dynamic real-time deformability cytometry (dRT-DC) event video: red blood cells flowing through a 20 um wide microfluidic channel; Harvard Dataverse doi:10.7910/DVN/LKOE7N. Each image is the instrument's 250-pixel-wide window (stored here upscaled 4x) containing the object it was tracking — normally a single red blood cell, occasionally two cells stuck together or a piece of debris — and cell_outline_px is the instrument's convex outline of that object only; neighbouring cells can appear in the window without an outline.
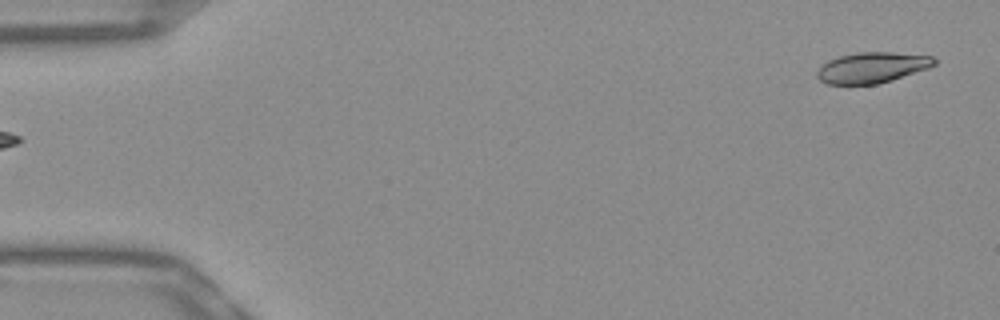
{"species": "Egyptian fruit bat (a non-hibernating species)", "species_latin": "Rousettus aegyptiacus", "temperature_condition": "warm", "stored_images_in_passage": 51, "camera_frame_rate_fps": 3000, "um_per_image_px": 0.085, "frame": {"image": 1, "passage_image": 1, "time_ms": 0.0, "image_size_px": [1000, 320], "cell_outline_px": [[936, 64], [928, 68], [892, 80], [876, 84], [828, 84], [820, 80], [816, 76], [816, 72], [828, 60], [840, 56], [856, 52], [892, 52], [932, 56], [936, 60]], "centroid_in_image_um": [74.13, 5.74], "position_along_channel_um": 10.9, "area_um2": 20.87}}
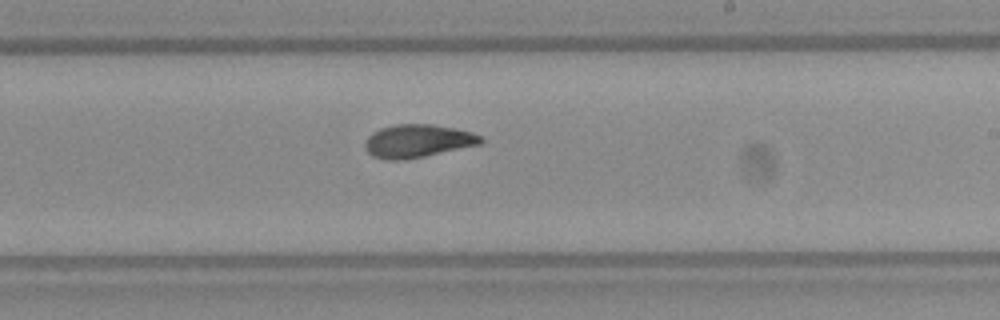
{"frame": {"image": 2, "passage_image": 30, "time_ms": 9.667, "image_size_px": [1000, 320], "cell_outline_px": [[484, 140], [480, 144], [424, 156], [404, 160], [384, 160], [372, 156], [368, 152], [364, 144], [368, 136], [372, 132], [380, 128], [396, 124], [432, 124], [472, 132], [480, 136]], "centroid_in_image_um": [35.46, 11.98], "position_along_channel_um": 253.5, "area_um2": 22.2}}
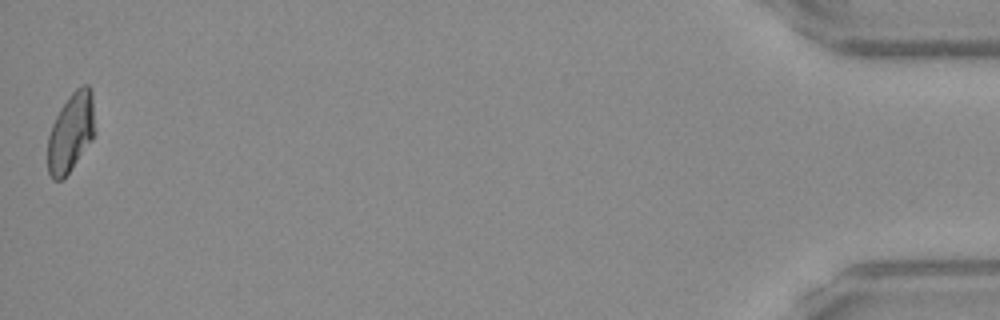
{"frame": {"image": 3, "passage_image": 51, "time_ms": 16.667, "image_size_px": [1000, 320], "cell_outline_px": [[92, 140], [72, 168], [60, 180], [52, 180], [48, 172], [48, 136], [52, 124], [60, 108], [68, 96], [76, 88], [84, 84], [88, 84], [92, 92]], "centroid_in_image_um": [5.98, 11.25], "position_along_channel_um": 429.2, "area_um2": 21.21}, "authors_computed_cell_mechanics": {"area_um2": 21.9062, "velocity_mm_per_s": 3.8579, "shape_relaxation_time_tau1_ms": 8.7182, "shape_relaxation_time_tau2_ms": 2.5413, "deformation_change_tau1": 0.2211, "deformation_change_tau2": 0.0785}}